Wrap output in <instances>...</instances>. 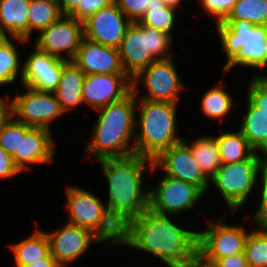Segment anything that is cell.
<instances>
[{
	"instance_id": "cell-1",
	"label": "cell",
	"mask_w": 267,
	"mask_h": 267,
	"mask_svg": "<svg viewBox=\"0 0 267 267\" xmlns=\"http://www.w3.org/2000/svg\"><path fill=\"white\" fill-rule=\"evenodd\" d=\"M150 207L122 228L121 245L148 252L168 267H180L198 251V232L177 226Z\"/></svg>"
},
{
	"instance_id": "cell-2",
	"label": "cell",
	"mask_w": 267,
	"mask_h": 267,
	"mask_svg": "<svg viewBox=\"0 0 267 267\" xmlns=\"http://www.w3.org/2000/svg\"><path fill=\"white\" fill-rule=\"evenodd\" d=\"M99 163L108 180V212L123 228L149 208L150 191L144 190L142 175L146 165L153 168L154 161L134 154L102 159Z\"/></svg>"
},
{
	"instance_id": "cell-3",
	"label": "cell",
	"mask_w": 267,
	"mask_h": 267,
	"mask_svg": "<svg viewBox=\"0 0 267 267\" xmlns=\"http://www.w3.org/2000/svg\"><path fill=\"white\" fill-rule=\"evenodd\" d=\"M137 93L131 92L124 99L97 109V123L92 140L83 141L88 153L97 161L106 158H123L135 153L134 144L129 146L135 135Z\"/></svg>"
},
{
	"instance_id": "cell-4",
	"label": "cell",
	"mask_w": 267,
	"mask_h": 267,
	"mask_svg": "<svg viewBox=\"0 0 267 267\" xmlns=\"http://www.w3.org/2000/svg\"><path fill=\"white\" fill-rule=\"evenodd\" d=\"M139 121L135 120V153L154 161L164 151L183 141L176 132L177 104L139 100ZM137 127V128H136Z\"/></svg>"
},
{
	"instance_id": "cell-5",
	"label": "cell",
	"mask_w": 267,
	"mask_h": 267,
	"mask_svg": "<svg viewBox=\"0 0 267 267\" xmlns=\"http://www.w3.org/2000/svg\"><path fill=\"white\" fill-rule=\"evenodd\" d=\"M221 46L227 58L224 71L233 66L260 68L267 65V26L253 25L245 20L217 22Z\"/></svg>"
},
{
	"instance_id": "cell-6",
	"label": "cell",
	"mask_w": 267,
	"mask_h": 267,
	"mask_svg": "<svg viewBox=\"0 0 267 267\" xmlns=\"http://www.w3.org/2000/svg\"><path fill=\"white\" fill-rule=\"evenodd\" d=\"M172 38L168 33L132 22L118 48L125 72L133 78L155 60L171 58Z\"/></svg>"
},
{
	"instance_id": "cell-7",
	"label": "cell",
	"mask_w": 267,
	"mask_h": 267,
	"mask_svg": "<svg viewBox=\"0 0 267 267\" xmlns=\"http://www.w3.org/2000/svg\"><path fill=\"white\" fill-rule=\"evenodd\" d=\"M66 191L68 223L89 229L109 245H121L122 227L110 215L106 204L81 187L67 186Z\"/></svg>"
},
{
	"instance_id": "cell-8",
	"label": "cell",
	"mask_w": 267,
	"mask_h": 267,
	"mask_svg": "<svg viewBox=\"0 0 267 267\" xmlns=\"http://www.w3.org/2000/svg\"><path fill=\"white\" fill-rule=\"evenodd\" d=\"M259 154L255 152L249 159L222 164L211 179L212 185L219 190L228 210L233 212L242 208L249 194L253 192V187L260 177L259 173L265 166L264 154Z\"/></svg>"
},
{
	"instance_id": "cell-9",
	"label": "cell",
	"mask_w": 267,
	"mask_h": 267,
	"mask_svg": "<svg viewBox=\"0 0 267 267\" xmlns=\"http://www.w3.org/2000/svg\"><path fill=\"white\" fill-rule=\"evenodd\" d=\"M139 83L148 91L141 100L152 102H168L178 104L180 92L184 84L178 76V72L172 61V57L164 60H155L148 67L140 70L132 78V91L136 92Z\"/></svg>"
},
{
	"instance_id": "cell-10",
	"label": "cell",
	"mask_w": 267,
	"mask_h": 267,
	"mask_svg": "<svg viewBox=\"0 0 267 267\" xmlns=\"http://www.w3.org/2000/svg\"><path fill=\"white\" fill-rule=\"evenodd\" d=\"M25 88L27 91L23 94L16 88L18 94L9 99L10 114L25 125L50 130L52 121L64 114L54 92Z\"/></svg>"
},
{
	"instance_id": "cell-11",
	"label": "cell",
	"mask_w": 267,
	"mask_h": 267,
	"mask_svg": "<svg viewBox=\"0 0 267 267\" xmlns=\"http://www.w3.org/2000/svg\"><path fill=\"white\" fill-rule=\"evenodd\" d=\"M149 207L160 214L177 215L192 208L204 193L195 185L164 175L149 190Z\"/></svg>"
},
{
	"instance_id": "cell-12",
	"label": "cell",
	"mask_w": 267,
	"mask_h": 267,
	"mask_svg": "<svg viewBox=\"0 0 267 267\" xmlns=\"http://www.w3.org/2000/svg\"><path fill=\"white\" fill-rule=\"evenodd\" d=\"M205 231H198V252L215 262L220 258L244 253L249 232L243 226H231L223 219L210 223Z\"/></svg>"
},
{
	"instance_id": "cell-13",
	"label": "cell",
	"mask_w": 267,
	"mask_h": 267,
	"mask_svg": "<svg viewBox=\"0 0 267 267\" xmlns=\"http://www.w3.org/2000/svg\"><path fill=\"white\" fill-rule=\"evenodd\" d=\"M83 38V22L70 16H62L40 32L34 46L50 55L72 61ZM64 51L69 55L68 58L63 57Z\"/></svg>"
},
{
	"instance_id": "cell-14",
	"label": "cell",
	"mask_w": 267,
	"mask_h": 267,
	"mask_svg": "<svg viewBox=\"0 0 267 267\" xmlns=\"http://www.w3.org/2000/svg\"><path fill=\"white\" fill-rule=\"evenodd\" d=\"M159 167L163 168L166 176L193 184L204 194L208 191L211 180L204 174L190 147L184 141L173 145L155 159L151 171L154 172Z\"/></svg>"
},
{
	"instance_id": "cell-15",
	"label": "cell",
	"mask_w": 267,
	"mask_h": 267,
	"mask_svg": "<svg viewBox=\"0 0 267 267\" xmlns=\"http://www.w3.org/2000/svg\"><path fill=\"white\" fill-rule=\"evenodd\" d=\"M131 23L114 2L83 21L84 38L97 44L118 49L127 27Z\"/></svg>"
},
{
	"instance_id": "cell-16",
	"label": "cell",
	"mask_w": 267,
	"mask_h": 267,
	"mask_svg": "<svg viewBox=\"0 0 267 267\" xmlns=\"http://www.w3.org/2000/svg\"><path fill=\"white\" fill-rule=\"evenodd\" d=\"M22 66L21 83L25 87L42 92H54L57 88L63 66L68 62L39 50L36 46Z\"/></svg>"
},
{
	"instance_id": "cell-17",
	"label": "cell",
	"mask_w": 267,
	"mask_h": 267,
	"mask_svg": "<svg viewBox=\"0 0 267 267\" xmlns=\"http://www.w3.org/2000/svg\"><path fill=\"white\" fill-rule=\"evenodd\" d=\"M132 92V78L128 74H89L82 89L83 103L94 109L124 99Z\"/></svg>"
},
{
	"instance_id": "cell-18",
	"label": "cell",
	"mask_w": 267,
	"mask_h": 267,
	"mask_svg": "<svg viewBox=\"0 0 267 267\" xmlns=\"http://www.w3.org/2000/svg\"><path fill=\"white\" fill-rule=\"evenodd\" d=\"M46 234L50 243V254L61 267L78 260L94 242L103 243L89 229L68 222L59 230Z\"/></svg>"
},
{
	"instance_id": "cell-19",
	"label": "cell",
	"mask_w": 267,
	"mask_h": 267,
	"mask_svg": "<svg viewBox=\"0 0 267 267\" xmlns=\"http://www.w3.org/2000/svg\"><path fill=\"white\" fill-rule=\"evenodd\" d=\"M51 130L31 127L20 122L19 153L12 155L15 166L22 172L29 164L50 163L55 155Z\"/></svg>"
},
{
	"instance_id": "cell-20",
	"label": "cell",
	"mask_w": 267,
	"mask_h": 267,
	"mask_svg": "<svg viewBox=\"0 0 267 267\" xmlns=\"http://www.w3.org/2000/svg\"><path fill=\"white\" fill-rule=\"evenodd\" d=\"M86 75L127 74L123 68L119 50L83 38L72 60Z\"/></svg>"
},
{
	"instance_id": "cell-21",
	"label": "cell",
	"mask_w": 267,
	"mask_h": 267,
	"mask_svg": "<svg viewBox=\"0 0 267 267\" xmlns=\"http://www.w3.org/2000/svg\"><path fill=\"white\" fill-rule=\"evenodd\" d=\"M31 0H0V28L19 43L29 41L28 11Z\"/></svg>"
},
{
	"instance_id": "cell-22",
	"label": "cell",
	"mask_w": 267,
	"mask_h": 267,
	"mask_svg": "<svg viewBox=\"0 0 267 267\" xmlns=\"http://www.w3.org/2000/svg\"><path fill=\"white\" fill-rule=\"evenodd\" d=\"M85 76L86 74L73 61H68L63 66L54 94L64 113L83 103L82 89Z\"/></svg>"
},
{
	"instance_id": "cell-23",
	"label": "cell",
	"mask_w": 267,
	"mask_h": 267,
	"mask_svg": "<svg viewBox=\"0 0 267 267\" xmlns=\"http://www.w3.org/2000/svg\"><path fill=\"white\" fill-rule=\"evenodd\" d=\"M247 105V112L243 116L239 130L255 151L265 155L267 153V115L260 112V109L248 98Z\"/></svg>"
},
{
	"instance_id": "cell-24",
	"label": "cell",
	"mask_w": 267,
	"mask_h": 267,
	"mask_svg": "<svg viewBox=\"0 0 267 267\" xmlns=\"http://www.w3.org/2000/svg\"><path fill=\"white\" fill-rule=\"evenodd\" d=\"M16 267H25L40 261L50 253V243L46 232L36 230L31 236L10 245Z\"/></svg>"
},
{
	"instance_id": "cell-25",
	"label": "cell",
	"mask_w": 267,
	"mask_h": 267,
	"mask_svg": "<svg viewBox=\"0 0 267 267\" xmlns=\"http://www.w3.org/2000/svg\"><path fill=\"white\" fill-rule=\"evenodd\" d=\"M183 141L190 147L194 158L203 170L204 174L211 180L221 167V159L216 137L203 136L188 144V138Z\"/></svg>"
},
{
	"instance_id": "cell-26",
	"label": "cell",
	"mask_w": 267,
	"mask_h": 267,
	"mask_svg": "<svg viewBox=\"0 0 267 267\" xmlns=\"http://www.w3.org/2000/svg\"><path fill=\"white\" fill-rule=\"evenodd\" d=\"M215 137L222 164L249 159L256 152L240 130L234 133H222Z\"/></svg>"
},
{
	"instance_id": "cell-27",
	"label": "cell",
	"mask_w": 267,
	"mask_h": 267,
	"mask_svg": "<svg viewBox=\"0 0 267 267\" xmlns=\"http://www.w3.org/2000/svg\"><path fill=\"white\" fill-rule=\"evenodd\" d=\"M62 16L57 0H31L28 11L29 40L32 30L41 32Z\"/></svg>"
},
{
	"instance_id": "cell-28",
	"label": "cell",
	"mask_w": 267,
	"mask_h": 267,
	"mask_svg": "<svg viewBox=\"0 0 267 267\" xmlns=\"http://www.w3.org/2000/svg\"><path fill=\"white\" fill-rule=\"evenodd\" d=\"M175 10L165 6L162 0H153L150 6L146 7V12L139 20L145 27L156 29L168 33L172 36V27L175 23Z\"/></svg>"
},
{
	"instance_id": "cell-29",
	"label": "cell",
	"mask_w": 267,
	"mask_h": 267,
	"mask_svg": "<svg viewBox=\"0 0 267 267\" xmlns=\"http://www.w3.org/2000/svg\"><path fill=\"white\" fill-rule=\"evenodd\" d=\"M224 20H245L267 26V0H237Z\"/></svg>"
},
{
	"instance_id": "cell-30",
	"label": "cell",
	"mask_w": 267,
	"mask_h": 267,
	"mask_svg": "<svg viewBox=\"0 0 267 267\" xmlns=\"http://www.w3.org/2000/svg\"><path fill=\"white\" fill-rule=\"evenodd\" d=\"M221 85L218 84L217 87L209 89L204 94L201 99V109L206 116L212 119L221 118V121H223L222 118L227 116L235 103H233L232 97L222 88L223 85Z\"/></svg>"
},
{
	"instance_id": "cell-31",
	"label": "cell",
	"mask_w": 267,
	"mask_h": 267,
	"mask_svg": "<svg viewBox=\"0 0 267 267\" xmlns=\"http://www.w3.org/2000/svg\"><path fill=\"white\" fill-rule=\"evenodd\" d=\"M17 51L15 42L12 43L8 37L0 41V85L13 83L18 73L22 76V65Z\"/></svg>"
},
{
	"instance_id": "cell-32",
	"label": "cell",
	"mask_w": 267,
	"mask_h": 267,
	"mask_svg": "<svg viewBox=\"0 0 267 267\" xmlns=\"http://www.w3.org/2000/svg\"><path fill=\"white\" fill-rule=\"evenodd\" d=\"M244 254L249 267H267V227L249 232Z\"/></svg>"
},
{
	"instance_id": "cell-33",
	"label": "cell",
	"mask_w": 267,
	"mask_h": 267,
	"mask_svg": "<svg viewBox=\"0 0 267 267\" xmlns=\"http://www.w3.org/2000/svg\"><path fill=\"white\" fill-rule=\"evenodd\" d=\"M20 122L9 114L0 124V146L10 155L19 153Z\"/></svg>"
},
{
	"instance_id": "cell-34",
	"label": "cell",
	"mask_w": 267,
	"mask_h": 267,
	"mask_svg": "<svg viewBox=\"0 0 267 267\" xmlns=\"http://www.w3.org/2000/svg\"><path fill=\"white\" fill-rule=\"evenodd\" d=\"M247 98L267 115V75H255L248 86Z\"/></svg>"
},
{
	"instance_id": "cell-35",
	"label": "cell",
	"mask_w": 267,
	"mask_h": 267,
	"mask_svg": "<svg viewBox=\"0 0 267 267\" xmlns=\"http://www.w3.org/2000/svg\"><path fill=\"white\" fill-rule=\"evenodd\" d=\"M114 2L115 0H75V11L70 17L83 22L89 16Z\"/></svg>"
},
{
	"instance_id": "cell-36",
	"label": "cell",
	"mask_w": 267,
	"mask_h": 267,
	"mask_svg": "<svg viewBox=\"0 0 267 267\" xmlns=\"http://www.w3.org/2000/svg\"><path fill=\"white\" fill-rule=\"evenodd\" d=\"M153 0H115L118 7L131 22H139Z\"/></svg>"
},
{
	"instance_id": "cell-37",
	"label": "cell",
	"mask_w": 267,
	"mask_h": 267,
	"mask_svg": "<svg viewBox=\"0 0 267 267\" xmlns=\"http://www.w3.org/2000/svg\"><path fill=\"white\" fill-rule=\"evenodd\" d=\"M237 0H199L202 8L211 16L216 17L217 22L223 21L231 12Z\"/></svg>"
},
{
	"instance_id": "cell-38",
	"label": "cell",
	"mask_w": 267,
	"mask_h": 267,
	"mask_svg": "<svg viewBox=\"0 0 267 267\" xmlns=\"http://www.w3.org/2000/svg\"><path fill=\"white\" fill-rule=\"evenodd\" d=\"M262 184L261 185V202L254 216H252V222L259 227H267V167L264 166L260 171ZM254 218V219H253Z\"/></svg>"
},
{
	"instance_id": "cell-39",
	"label": "cell",
	"mask_w": 267,
	"mask_h": 267,
	"mask_svg": "<svg viewBox=\"0 0 267 267\" xmlns=\"http://www.w3.org/2000/svg\"><path fill=\"white\" fill-rule=\"evenodd\" d=\"M18 173L20 170L15 166L12 155L0 146V178H12Z\"/></svg>"
},
{
	"instance_id": "cell-40",
	"label": "cell",
	"mask_w": 267,
	"mask_h": 267,
	"mask_svg": "<svg viewBox=\"0 0 267 267\" xmlns=\"http://www.w3.org/2000/svg\"><path fill=\"white\" fill-rule=\"evenodd\" d=\"M218 267H249L244 253L220 258L215 261Z\"/></svg>"
},
{
	"instance_id": "cell-41",
	"label": "cell",
	"mask_w": 267,
	"mask_h": 267,
	"mask_svg": "<svg viewBox=\"0 0 267 267\" xmlns=\"http://www.w3.org/2000/svg\"><path fill=\"white\" fill-rule=\"evenodd\" d=\"M180 267H218L215 262L206 259L200 252H196L190 259Z\"/></svg>"
},
{
	"instance_id": "cell-42",
	"label": "cell",
	"mask_w": 267,
	"mask_h": 267,
	"mask_svg": "<svg viewBox=\"0 0 267 267\" xmlns=\"http://www.w3.org/2000/svg\"><path fill=\"white\" fill-rule=\"evenodd\" d=\"M25 267H61L57 260L49 253L45 258L40 259V261L31 262L30 265Z\"/></svg>"
},
{
	"instance_id": "cell-43",
	"label": "cell",
	"mask_w": 267,
	"mask_h": 267,
	"mask_svg": "<svg viewBox=\"0 0 267 267\" xmlns=\"http://www.w3.org/2000/svg\"><path fill=\"white\" fill-rule=\"evenodd\" d=\"M63 16H70L75 11V0H57Z\"/></svg>"
},
{
	"instance_id": "cell-44",
	"label": "cell",
	"mask_w": 267,
	"mask_h": 267,
	"mask_svg": "<svg viewBox=\"0 0 267 267\" xmlns=\"http://www.w3.org/2000/svg\"><path fill=\"white\" fill-rule=\"evenodd\" d=\"M4 97H0V124L10 114L8 99L9 95H6Z\"/></svg>"
},
{
	"instance_id": "cell-45",
	"label": "cell",
	"mask_w": 267,
	"mask_h": 267,
	"mask_svg": "<svg viewBox=\"0 0 267 267\" xmlns=\"http://www.w3.org/2000/svg\"><path fill=\"white\" fill-rule=\"evenodd\" d=\"M165 6L172 7L174 9L180 4L181 0H162Z\"/></svg>"
},
{
	"instance_id": "cell-46",
	"label": "cell",
	"mask_w": 267,
	"mask_h": 267,
	"mask_svg": "<svg viewBox=\"0 0 267 267\" xmlns=\"http://www.w3.org/2000/svg\"><path fill=\"white\" fill-rule=\"evenodd\" d=\"M6 37H7V35H4L3 32L1 31V28H0V41Z\"/></svg>"
},
{
	"instance_id": "cell-47",
	"label": "cell",
	"mask_w": 267,
	"mask_h": 267,
	"mask_svg": "<svg viewBox=\"0 0 267 267\" xmlns=\"http://www.w3.org/2000/svg\"><path fill=\"white\" fill-rule=\"evenodd\" d=\"M265 157V166L267 167V153L264 155Z\"/></svg>"
}]
</instances>
